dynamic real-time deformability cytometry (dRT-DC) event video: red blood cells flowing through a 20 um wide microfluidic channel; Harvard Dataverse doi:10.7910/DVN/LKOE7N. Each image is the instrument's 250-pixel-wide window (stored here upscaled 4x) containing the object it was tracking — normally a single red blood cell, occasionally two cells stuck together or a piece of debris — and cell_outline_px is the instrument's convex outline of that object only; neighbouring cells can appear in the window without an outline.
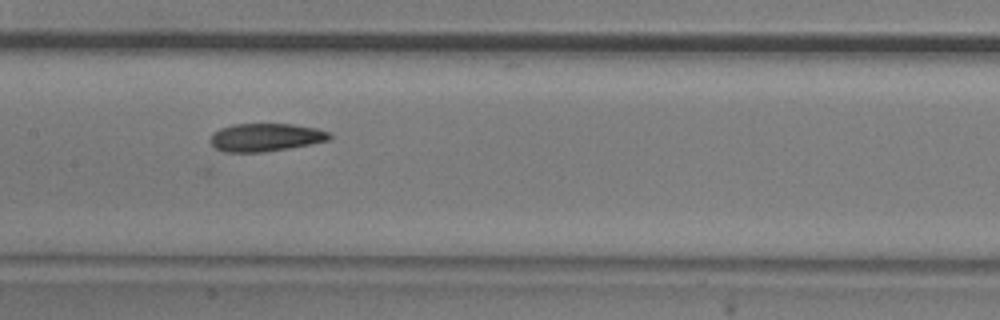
{"species": "common noctule bat (a hibernating species)", "species_latin": "Nyctalus noctula", "temperature_condition": "room temperature", "stored_images_in_passage": 10, "camera_frame_rate_fps": 3000, "um_per_image_px": 0.085, "animal": {"sex": "male", "body_mass_g": 20.5, "forearm_length_mm": 52.5}, "frame": {"image": 1, "passage_image": 8, "time_ms": 8.333, "image_size_px": [1000, 320], "cell_outline_px": [[332, 136], [328, 140], [312, 144], [264, 152], [224, 152], [216, 148], [208, 140], [220, 128], [232, 124], [292, 124], [316, 128], [332, 132]], "centroid_in_image_um": [22.6, 11.67], "position_along_channel_um": 184.8, "area_um2": 19.48}}